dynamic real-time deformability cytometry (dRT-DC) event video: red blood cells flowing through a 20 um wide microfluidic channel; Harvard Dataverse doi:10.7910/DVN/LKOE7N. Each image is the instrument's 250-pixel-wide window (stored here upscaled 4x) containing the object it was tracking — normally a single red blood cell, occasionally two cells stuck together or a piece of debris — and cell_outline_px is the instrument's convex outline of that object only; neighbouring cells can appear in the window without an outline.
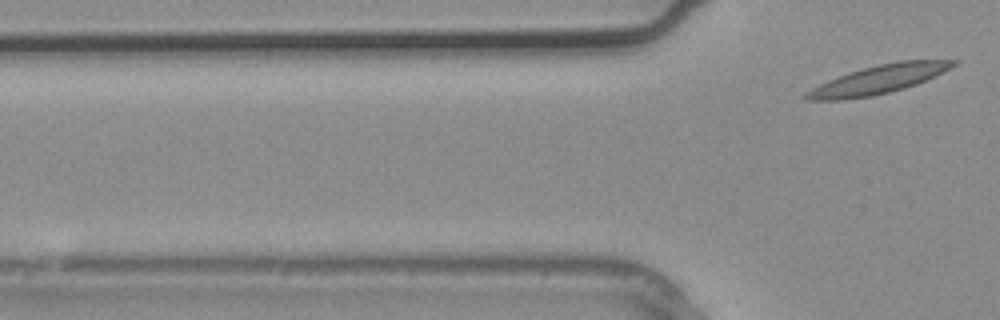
{"species": "common noctule bat (a hibernating species)", "species_latin": "Nyctalus noctula", "temperature_condition": "warm", "stored_images_in_passage": 5, "segment_of_instrument_passage": [3, 3], "camera_frame_rate_fps": 3000, "um_per_image_px": 0.085, "animal": {"sex": "male", "body_mass_g": 20.4}, "frame": {"image": 1, "passage_image": 5, "time_ms": 1.333, "image_size_px": [1000, 320], "cell_outline_px": [[960, 60], [952, 68], [916, 84], [904, 88], [872, 96], [844, 100], [804, 100], [804, 92], [828, 80], [848, 72], [880, 64], [900, 60]], "centroid_in_image_um": [74.65, 6.76], "position_along_channel_um": 51.2, "area_um2": 24.33}}